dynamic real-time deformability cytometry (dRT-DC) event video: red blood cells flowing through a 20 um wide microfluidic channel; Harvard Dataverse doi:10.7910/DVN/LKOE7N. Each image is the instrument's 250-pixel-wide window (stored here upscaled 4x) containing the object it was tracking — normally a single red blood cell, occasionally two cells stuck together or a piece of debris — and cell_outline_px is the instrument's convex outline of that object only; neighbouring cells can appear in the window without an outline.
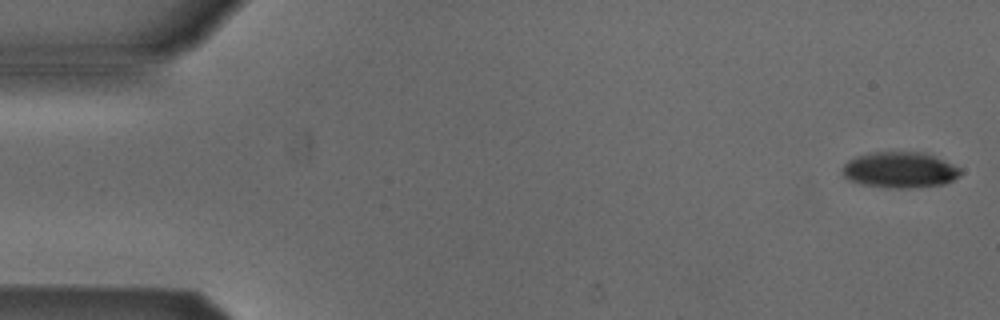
{"species": "Egyptian fruit bat (a non-hibernating species)", "species_latin": "Rousettus aegyptiacus", "temperature_condition": "cold", "stored_images_in_passage": 7, "camera_frame_rate_fps": 3000, "um_per_image_px": 0.085, "animal": {"sex": "male"}, "frame": {"image": 1, "passage_image": 1, "time_ms": 0.0, "image_size_px": [1000, 320], "cell_outline_px": [[964, 172], [960, 176], [944, 184], [908, 188], [884, 188], [860, 184], [848, 180], [844, 176], [844, 164], [848, 160], [856, 156], [872, 152], [924, 152], [952, 164], [960, 168]], "centroid_in_image_um": [76.49, 14.45], "position_along_channel_um": 8.5, "area_um2": 24.8}}
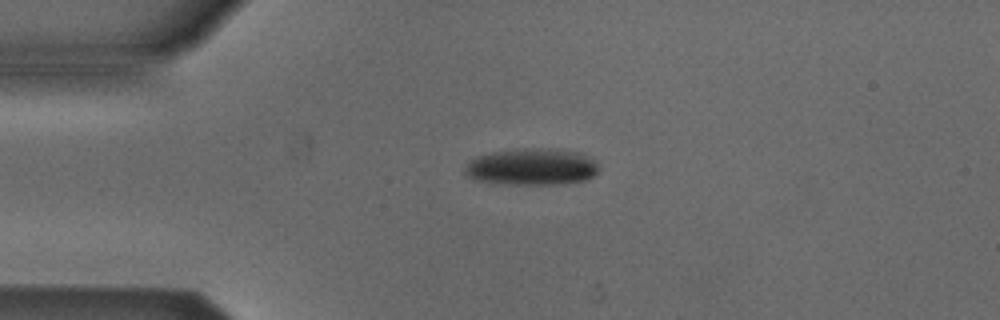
{"frame": {"image": 2, "passage_image": 4, "time_ms": 3.667, "image_size_px": [1000, 320], "cell_outline_px": [[600, 168], [592, 176], [584, 180], [560, 184], [488, 184], [464, 176], [464, 168], [468, 160], [492, 152], [524, 148], [556, 148], [580, 152], [592, 156], [596, 160]], "centroid_in_image_um": [45.19, 14.18], "position_along_channel_um": 39.8, "area_um2": 29.36}}
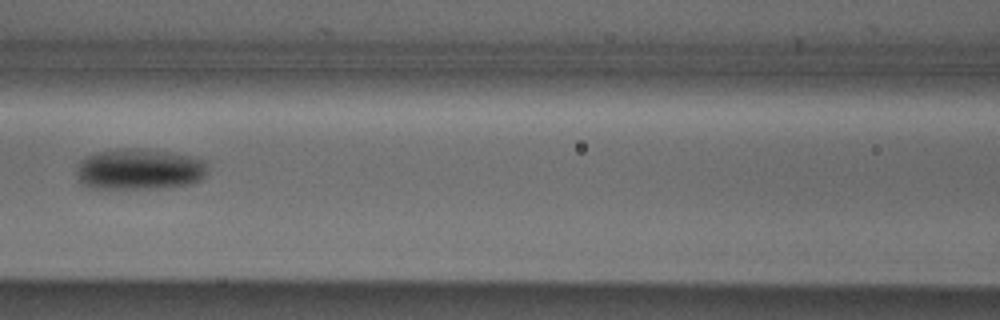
{"frame": {"image": 3, "passage_image": 7, "time_ms": 7.333, "image_size_px": [1000, 320], "cell_outline_px": [[208, 172], [200, 180], [192, 184], [168, 188], [88, 188], [80, 184], [76, 176], [76, 168], [80, 160], [96, 152], [120, 148], [140, 148], [168, 152], [192, 156], [208, 160]], "centroid_in_image_um": [11.87, 14.39], "position_along_channel_um": 154.7, "area_um2": 32.08}}